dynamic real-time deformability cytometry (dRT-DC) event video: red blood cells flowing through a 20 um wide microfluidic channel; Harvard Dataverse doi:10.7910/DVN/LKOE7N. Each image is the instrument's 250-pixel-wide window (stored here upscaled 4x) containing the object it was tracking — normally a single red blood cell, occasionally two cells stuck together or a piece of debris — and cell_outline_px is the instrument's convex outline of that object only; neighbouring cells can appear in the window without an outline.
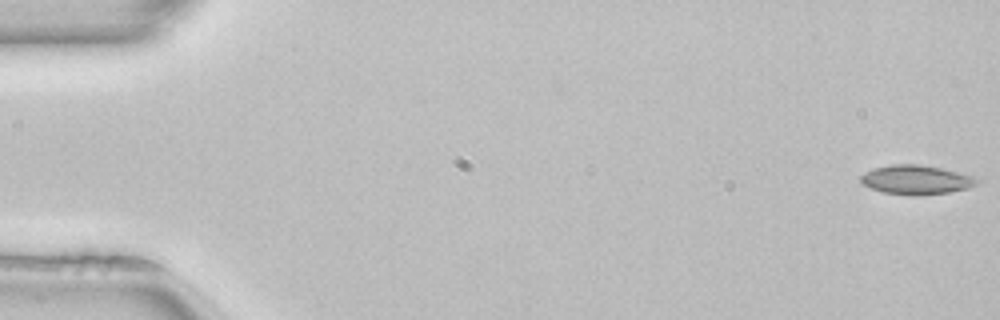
{"species": "common noctule bat (a hibernating species)", "species_latin": "Nyctalus noctula", "temperature_condition": "room temperature", "stored_images_in_passage": 16, "camera_frame_rate_fps": 3000, "um_per_image_px": 0.085, "animal": {"sex": "female", "body_mass_g": 22.7, "forearm_length_mm": 54.2}, "frame": {"image": 1, "passage_image": 1, "time_ms": 0.0, "image_size_px": [1000, 320], "cell_outline_px": [[980, 180], [976, 184], [968, 188], [948, 192], [920, 196], [908, 196], [884, 192], [872, 188], [864, 184], [860, 180], [860, 176], [864, 172], [872, 168], [892, 164], [920, 164], [940, 168], [972, 176]], "centroid_in_image_um": [77.84, 15.28], "position_along_channel_um": 7.2, "area_um2": 19.77}}
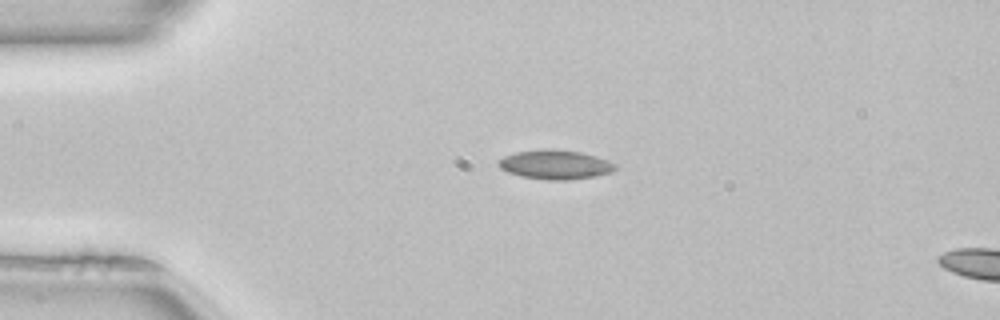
{"frame": {"image": 2, "passage_image": 12, "time_ms": 3.667, "image_size_px": [1000, 320], "cell_outline_px": [[620, 168], [612, 172], [596, 176], [568, 180], [548, 180], [520, 176], [508, 172], [500, 168], [496, 164], [504, 156], [516, 152], [544, 148], [552, 148], [580, 152], [596, 156], [608, 160], [616, 164]], "centroid_in_image_um": [47.23, 13.99], "position_along_channel_um": 37.8, "area_um2": 20.17}}